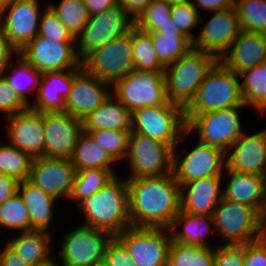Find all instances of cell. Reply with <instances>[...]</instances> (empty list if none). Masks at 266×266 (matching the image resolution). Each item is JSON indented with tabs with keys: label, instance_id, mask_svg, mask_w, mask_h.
<instances>
[{
	"label": "cell",
	"instance_id": "1",
	"mask_svg": "<svg viewBox=\"0 0 266 266\" xmlns=\"http://www.w3.org/2000/svg\"><path fill=\"white\" fill-rule=\"evenodd\" d=\"M132 227L169 229L180 212V185L173 172L162 176L127 178Z\"/></svg>",
	"mask_w": 266,
	"mask_h": 266
},
{
	"label": "cell",
	"instance_id": "2",
	"mask_svg": "<svg viewBox=\"0 0 266 266\" xmlns=\"http://www.w3.org/2000/svg\"><path fill=\"white\" fill-rule=\"evenodd\" d=\"M84 223L116 237L131 227L129 218V187L127 179L116 175L95 194L90 195L77 206Z\"/></svg>",
	"mask_w": 266,
	"mask_h": 266
},
{
	"label": "cell",
	"instance_id": "3",
	"mask_svg": "<svg viewBox=\"0 0 266 266\" xmlns=\"http://www.w3.org/2000/svg\"><path fill=\"white\" fill-rule=\"evenodd\" d=\"M233 107H247L240 90V78L218 60L199 85L185 115H201Z\"/></svg>",
	"mask_w": 266,
	"mask_h": 266
},
{
	"label": "cell",
	"instance_id": "4",
	"mask_svg": "<svg viewBox=\"0 0 266 266\" xmlns=\"http://www.w3.org/2000/svg\"><path fill=\"white\" fill-rule=\"evenodd\" d=\"M217 61L212 54L193 48L176 62L165 67L168 101L186 109L193 101L206 74Z\"/></svg>",
	"mask_w": 266,
	"mask_h": 266
},
{
	"label": "cell",
	"instance_id": "5",
	"mask_svg": "<svg viewBox=\"0 0 266 266\" xmlns=\"http://www.w3.org/2000/svg\"><path fill=\"white\" fill-rule=\"evenodd\" d=\"M131 132L164 142L172 150L190 135L187 131L185 109L169 101L165 105L133 111Z\"/></svg>",
	"mask_w": 266,
	"mask_h": 266
},
{
	"label": "cell",
	"instance_id": "6",
	"mask_svg": "<svg viewBox=\"0 0 266 266\" xmlns=\"http://www.w3.org/2000/svg\"><path fill=\"white\" fill-rule=\"evenodd\" d=\"M245 107L226 108L201 115H185L187 131L209 146L222 149L225 153L246 130L239 110Z\"/></svg>",
	"mask_w": 266,
	"mask_h": 266
},
{
	"label": "cell",
	"instance_id": "7",
	"mask_svg": "<svg viewBox=\"0 0 266 266\" xmlns=\"http://www.w3.org/2000/svg\"><path fill=\"white\" fill-rule=\"evenodd\" d=\"M217 234L224 244H246L260 239V212L247 204L222 197L213 212Z\"/></svg>",
	"mask_w": 266,
	"mask_h": 266
},
{
	"label": "cell",
	"instance_id": "8",
	"mask_svg": "<svg viewBox=\"0 0 266 266\" xmlns=\"http://www.w3.org/2000/svg\"><path fill=\"white\" fill-rule=\"evenodd\" d=\"M112 94L131 113L144 107L165 105L168 102L165 73L132 70L112 85Z\"/></svg>",
	"mask_w": 266,
	"mask_h": 266
},
{
	"label": "cell",
	"instance_id": "9",
	"mask_svg": "<svg viewBox=\"0 0 266 266\" xmlns=\"http://www.w3.org/2000/svg\"><path fill=\"white\" fill-rule=\"evenodd\" d=\"M81 66L87 73L111 85L134 70L132 27L127 33L88 54L81 61Z\"/></svg>",
	"mask_w": 266,
	"mask_h": 266
},
{
	"label": "cell",
	"instance_id": "10",
	"mask_svg": "<svg viewBox=\"0 0 266 266\" xmlns=\"http://www.w3.org/2000/svg\"><path fill=\"white\" fill-rule=\"evenodd\" d=\"M62 238L57 257L63 266H95L104 260L106 247L113 236L80 224L66 231Z\"/></svg>",
	"mask_w": 266,
	"mask_h": 266
},
{
	"label": "cell",
	"instance_id": "11",
	"mask_svg": "<svg viewBox=\"0 0 266 266\" xmlns=\"http://www.w3.org/2000/svg\"><path fill=\"white\" fill-rule=\"evenodd\" d=\"M125 160L126 179L162 176L172 173L173 150L164 142L131 132Z\"/></svg>",
	"mask_w": 266,
	"mask_h": 266
},
{
	"label": "cell",
	"instance_id": "12",
	"mask_svg": "<svg viewBox=\"0 0 266 266\" xmlns=\"http://www.w3.org/2000/svg\"><path fill=\"white\" fill-rule=\"evenodd\" d=\"M134 25L125 9L118 3L106 11L90 16L76 38V52L82 61L92 51L127 33Z\"/></svg>",
	"mask_w": 266,
	"mask_h": 266
},
{
	"label": "cell",
	"instance_id": "13",
	"mask_svg": "<svg viewBox=\"0 0 266 266\" xmlns=\"http://www.w3.org/2000/svg\"><path fill=\"white\" fill-rule=\"evenodd\" d=\"M177 147L173 150L172 172L180 186L198 179L224 175L227 158L222 149L209 146L198 139L197 144L186 154L179 155V146Z\"/></svg>",
	"mask_w": 266,
	"mask_h": 266
},
{
	"label": "cell",
	"instance_id": "14",
	"mask_svg": "<svg viewBox=\"0 0 266 266\" xmlns=\"http://www.w3.org/2000/svg\"><path fill=\"white\" fill-rule=\"evenodd\" d=\"M116 238L126 247L137 266H167L172 242L169 229L131 226Z\"/></svg>",
	"mask_w": 266,
	"mask_h": 266
},
{
	"label": "cell",
	"instance_id": "15",
	"mask_svg": "<svg viewBox=\"0 0 266 266\" xmlns=\"http://www.w3.org/2000/svg\"><path fill=\"white\" fill-rule=\"evenodd\" d=\"M210 14L212 16L207 20L201 16V30L193 40V48L210 53L219 60L240 34L241 26L235 6Z\"/></svg>",
	"mask_w": 266,
	"mask_h": 266
},
{
	"label": "cell",
	"instance_id": "16",
	"mask_svg": "<svg viewBox=\"0 0 266 266\" xmlns=\"http://www.w3.org/2000/svg\"><path fill=\"white\" fill-rule=\"evenodd\" d=\"M18 54L41 73L82 67L76 42H59L37 35Z\"/></svg>",
	"mask_w": 266,
	"mask_h": 266
},
{
	"label": "cell",
	"instance_id": "17",
	"mask_svg": "<svg viewBox=\"0 0 266 266\" xmlns=\"http://www.w3.org/2000/svg\"><path fill=\"white\" fill-rule=\"evenodd\" d=\"M40 4L39 0H21L0 10L2 31L18 52L38 35Z\"/></svg>",
	"mask_w": 266,
	"mask_h": 266
},
{
	"label": "cell",
	"instance_id": "18",
	"mask_svg": "<svg viewBox=\"0 0 266 266\" xmlns=\"http://www.w3.org/2000/svg\"><path fill=\"white\" fill-rule=\"evenodd\" d=\"M76 175L71 159L37 157L32 160L28 181L56 199H69Z\"/></svg>",
	"mask_w": 266,
	"mask_h": 266
},
{
	"label": "cell",
	"instance_id": "19",
	"mask_svg": "<svg viewBox=\"0 0 266 266\" xmlns=\"http://www.w3.org/2000/svg\"><path fill=\"white\" fill-rule=\"evenodd\" d=\"M112 94V85L87 73L82 67L73 71V83L65 100V112L84 119Z\"/></svg>",
	"mask_w": 266,
	"mask_h": 266
},
{
	"label": "cell",
	"instance_id": "20",
	"mask_svg": "<svg viewBox=\"0 0 266 266\" xmlns=\"http://www.w3.org/2000/svg\"><path fill=\"white\" fill-rule=\"evenodd\" d=\"M45 133L44 156L71 159L80 133L82 120L67 112L43 113Z\"/></svg>",
	"mask_w": 266,
	"mask_h": 266
},
{
	"label": "cell",
	"instance_id": "21",
	"mask_svg": "<svg viewBox=\"0 0 266 266\" xmlns=\"http://www.w3.org/2000/svg\"><path fill=\"white\" fill-rule=\"evenodd\" d=\"M7 119V120H6ZM6 141L26 152L32 159L44 156L45 133L43 113L27 110L5 118Z\"/></svg>",
	"mask_w": 266,
	"mask_h": 266
},
{
	"label": "cell",
	"instance_id": "22",
	"mask_svg": "<svg viewBox=\"0 0 266 266\" xmlns=\"http://www.w3.org/2000/svg\"><path fill=\"white\" fill-rule=\"evenodd\" d=\"M224 176H210L180 186V211L212 216L223 197Z\"/></svg>",
	"mask_w": 266,
	"mask_h": 266
},
{
	"label": "cell",
	"instance_id": "23",
	"mask_svg": "<svg viewBox=\"0 0 266 266\" xmlns=\"http://www.w3.org/2000/svg\"><path fill=\"white\" fill-rule=\"evenodd\" d=\"M231 171L266 177V140L263 131L252 135L243 132L226 153Z\"/></svg>",
	"mask_w": 266,
	"mask_h": 266
},
{
	"label": "cell",
	"instance_id": "24",
	"mask_svg": "<svg viewBox=\"0 0 266 266\" xmlns=\"http://www.w3.org/2000/svg\"><path fill=\"white\" fill-rule=\"evenodd\" d=\"M219 61L237 74L265 63L266 34L241 30Z\"/></svg>",
	"mask_w": 266,
	"mask_h": 266
},
{
	"label": "cell",
	"instance_id": "25",
	"mask_svg": "<svg viewBox=\"0 0 266 266\" xmlns=\"http://www.w3.org/2000/svg\"><path fill=\"white\" fill-rule=\"evenodd\" d=\"M74 70L44 72L29 108L39 113L65 112V100L72 87Z\"/></svg>",
	"mask_w": 266,
	"mask_h": 266
},
{
	"label": "cell",
	"instance_id": "26",
	"mask_svg": "<svg viewBox=\"0 0 266 266\" xmlns=\"http://www.w3.org/2000/svg\"><path fill=\"white\" fill-rule=\"evenodd\" d=\"M224 172L229 182L223 189V197L247 204L261 212L266 201V177L231 171L227 166Z\"/></svg>",
	"mask_w": 266,
	"mask_h": 266
},
{
	"label": "cell",
	"instance_id": "27",
	"mask_svg": "<svg viewBox=\"0 0 266 266\" xmlns=\"http://www.w3.org/2000/svg\"><path fill=\"white\" fill-rule=\"evenodd\" d=\"M18 193L21 195L28 210L31 231L53 233L51 224L55 214L54 207H57L55 203H57L58 199L45 193L28 180L19 181Z\"/></svg>",
	"mask_w": 266,
	"mask_h": 266
},
{
	"label": "cell",
	"instance_id": "28",
	"mask_svg": "<svg viewBox=\"0 0 266 266\" xmlns=\"http://www.w3.org/2000/svg\"><path fill=\"white\" fill-rule=\"evenodd\" d=\"M83 131H131V112L113 95L82 119Z\"/></svg>",
	"mask_w": 266,
	"mask_h": 266
},
{
	"label": "cell",
	"instance_id": "29",
	"mask_svg": "<svg viewBox=\"0 0 266 266\" xmlns=\"http://www.w3.org/2000/svg\"><path fill=\"white\" fill-rule=\"evenodd\" d=\"M214 229L215 224L212 216L194 215L182 211L175 216L169 227L173 242L205 247H212L205 238L208 233L216 231Z\"/></svg>",
	"mask_w": 266,
	"mask_h": 266
},
{
	"label": "cell",
	"instance_id": "30",
	"mask_svg": "<svg viewBox=\"0 0 266 266\" xmlns=\"http://www.w3.org/2000/svg\"><path fill=\"white\" fill-rule=\"evenodd\" d=\"M53 236L47 231L19 232L12 238L10 236L6 244L27 264L36 266L53 256Z\"/></svg>",
	"mask_w": 266,
	"mask_h": 266
},
{
	"label": "cell",
	"instance_id": "31",
	"mask_svg": "<svg viewBox=\"0 0 266 266\" xmlns=\"http://www.w3.org/2000/svg\"><path fill=\"white\" fill-rule=\"evenodd\" d=\"M18 62H16V60ZM0 73L4 76L9 86L28 105L34 101L43 73L35 69L21 55H17ZM15 62L13 63V61ZM15 63H17L15 65ZM16 66V67H15ZM33 94L32 100L28 95Z\"/></svg>",
	"mask_w": 266,
	"mask_h": 266
},
{
	"label": "cell",
	"instance_id": "32",
	"mask_svg": "<svg viewBox=\"0 0 266 266\" xmlns=\"http://www.w3.org/2000/svg\"><path fill=\"white\" fill-rule=\"evenodd\" d=\"M71 162L76 171L84 169H107L110 170L115 176L116 161L102 149L100 145L93 141V138L85 131H82L78 137L77 143L74 147Z\"/></svg>",
	"mask_w": 266,
	"mask_h": 266
},
{
	"label": "cell",
	"instance_id": "33",
	"mask_svg": "<svg viewBox=\"0 0 266 266\" xmlns=\"http://www.w3.org/2000/svg\"><path fill=\"white\" fill-rule=\"evenodd\" d=\"M240 90L246 106L259 115L266 112V62L238 73Z\"/></svg>",
	"mask_w": 266,
	"mask_h": 266
},
{
	"label": "cell",
	"instance_id": "34",
	"mask_svg": "<svg viewBox=\"0 0 266 266\" xmlns=\"http://www.w3.org/2000/svg\"><path fill=\"white\" fill-rule=\"evenodd\" d=\"M115 175L107 169L95 168L76 171L73 188L68 200L77 206L108 184Z\"/></svg>",
	"mask_w": 266,
	"mask_h": 266
},
{
	"label": "cell",
	"instance_id": "35",
	"mask_svg": "<svg viewBox=\"0 0 266 266\" xmlns=\"http://www.w3.org/2000/svg\"><path fill=\"white\" fill-rule=\"evenodd\" d=\"M132 50L134 70L164 72L165 67L158 60L151 34L132 26Z\"/></svg>",
	"mask_w": 266,
	"mask_h": 266
},
{
	"label": "cell",
	"instance_id": "36",
	"mask_svg": "<svg viewBox=\"0 0 266 266\" xmlns=\"http://www.w3.org/2000/svg\"><path fill=\"white\" fill-rule=\"evenodd\" d=\"M214 247L171 242L167 266H213Z\"/></svg>",
	"mask_w": 266,
	"mask_h": 266
},
{
	"label": "cell",
	"instance_id": "37",
	"mask_svg": "<svg viewBox=\"0 0 266 266\" xmlns=\"http://www.w3.org/2000/svg\"><path fill=\"white\" fill-rule=\"evenodd\" d=\"M152 43L160 63L167 67L193 49V41L187 36L175 34H151Z\"/></svg>",
	"mask_w": 266,
	"mask_h": 266
},
{
	"label": "cell",
	"instance_id": "38",
	"mask_svg": "<svg viewBox=\"0 0 266 266\" xmlns=\"http://www.w3.org/2000/svg\"><path fill=\"white\" fill-rule=\"evenodd\" d=\"M32 158L23 150L8 142H0V173L14 177L18 181L28 180Z\"/></svg>",
	"mask_w": 266,
	"mask_h": 266
},
{
	"label": "cell",
	"instance_id": "39",
	"mask_svg": "<svg viewBox=\"0 0 266 266\" xmlns=\"http://www.w3.org/2000/svg\"><path fill=\"white\" fill-rule=\"evenodd\" d=\"M48 6L75 38L82 32L90 18L83 0H61L57 4L50 2Z\"/></svg>",
	"mask_w": 266,
	"mask_h": 266
},
{
	"label": "cell",
	"instance_id": "40",
	"mask_svg": "<svg viewBox=\"0 0 266 266\" xmlns=\"http://www.w3.org/2000/svg\"><path fill=\"white\" fill-rule=\"evenodd\" d=\"M0 228L19 230L20 233L31 231L28 210L18 192L0 204Z\"/></svg>",
	"mask_w": 266,
	"mask_h": 266
},
{
	"label": "cell",
	"instance_id": "41",
	"mask_svg": "<svg viewBox=\"0 0 266 266\" xmlns=\"http://www.w3.org/2000/svg\"><path fill=\"white\" fill-rule=\"evenodd\" d=\"M241 30L266 34V0H236Z\"/></svg>",
	"mask_w": 266,
	"mask_h": 266
},
{
	"label": "cell",
	"instance_id": "42",
	"mask_svg": "<svg viewBox=\"0 0 266 266\" xmlns=\"http://www.w3.org/2000/svg\"><path fill=\"white\" fill-rule=\"evenodd\" d=\"M93 141L116 161H125L128 152L131 131L121 130H94L86 131Z\"/></svg>",
	"mask_w": 266,
	"mask_h": 266
},
{
	"label": "cell",
	"instance_id": "43",
	"mask_svg": "<svg viewBox=\"0 0 266 266\" xmlns=\"http://www.w3.org/2000/svg\"><path fill=\"white\" fill-rule=\"evenodd\" d=\"M172 4L165 0H153L134 21V26L148 33L155 32L161 24L169 21Z\"/></svg>",
	"mask_w": 266,
	"mask_h": 266
},
{
	"label": "cell",
	"instance_id": "44",
	"mask_svg": "<svg viewBox=\"0 0 266 266\" xmlns=\"http://www.w3.org/2000/svg\"><path fill=\"white\" fill-rule=\"evenodd\" d=\"M40 17L38 36L59 42H76V38L47 5Z\"/></svg>",
	"mask_w": 266,
	"mask_h": 266
},
{
	"label": "cell",
	"instance_id": "45",
	"mask_svg": "<svg viewBox=\"0 0 266 266\" xmlns=\"http://www.w3.org/2000/svg\"><path fill=\"white\" fill-rule=\"evenodd\" d=\"M171 19L184 35L192 41L195 39L197 34L192 29L199 26L201 13L190 2L173 4Z\"/></svg>",
	"mask_w": 266,
	"mask_h": 266
},
{
	"label": "cell",
	"instance_id": "46",
	"mask_svg": "<svg viewBox=\"0 0 266 266\" xmlns=\"http://www.w3.org/2000/svg\"><path fill=\"white\" fill-rule=\"evenodd\" d=\"M29 106L9 86L4 76L0 73V115L5 118L27 110Z\"/></svg>",
	"mask_w": 266,
	"mask_h": 266
},
{
	"label": "cell",
	"instance_id": "47",
	"mask_svg": "<svg viewBox=\"0 0 266 266\" xmlns=\"http://www.w3.org/2000/svg\"><path fill=\"white\" fill-rule=\"evenodd\" d=\"M244 261L245 244L215 245L213 266H244Z\"/></svg>",
	"mask_w": 266,
	"mask_h": 266
},
{
	"label": "cell",
	"instance_id": "48",
	"mask_svg": "<svg viewBox=\"0 0 266 266\" xmlns=\"http://www.w3.org/2000/svg\"><path fill=\"white\" fill-rule=\"evenodd\" d=\"M104 261L109 266H137L131 258L129 251L116 237H113L108 243Z\"/></svg>",
	"mask_w": 266,
	"mask_h": 266
},
{
	"label": "cell",
	"instance_id": "49",
	"mask_svg": "<svg viewBox=\"0 0 266 266\" xmlns=\"http://www.w3.org/2000/svg\"><path fill=\"white\" fill-rule=\"evenodd\" d=\"M244 266H266V241L258 239L245 244Z\"/></svg>",
	"mask_w": 266,
	"mask_h": 266
},
{
	"label": "cell",
	"instance_id": "50",
	"mask_svg": "<svg viewBox=\"0 0 266 266\" xmlns=\"http://www.w3.org/2000/svg\"><path fill=\"white\" fill-rule=\"evenodd\" d=\"M236 0H191V4L200 12L204 9L206 11L214 12L228 9L235 6Z\"/></svg>",
	"mask_w": 266,
	"mask_h": 266
},
{
	"label": "cell",
	"instance_id": "51",
	"mask_svg": "<svg viewBox=\"0 0 266 266\" xmlns=\"http://www.w3.org/2000/svg\"><path fill=\"white\" fill-rule=\"evenodd\" d=\"M18 51L10 44L0 26V71L18 55Z\"/></svg>",
	"mask_w": 266,
	"mask_h": 266
},
{
	"label": "cell",
	"instance_id": "52",
	"mask_svg": "<svg viewBox=\"0 0 266 266\" xmlns=\"http://www.w3.org/2000/svg\"><path fill=\"white\" fill-rule=\"evenodd\" d=\"M19 181L0 173V204L11 198L18 192Z\"/></svg>",
	"mask_w": 266,
	"mask_h": 266
},
{
	"label": "cell",
	"instance_id": "53",
	"mask_svg": "<svg viewBox=\"0 0 266 266\" xmlns=\"http://www.w3.org/2000/svg\"><path fill=\"white\" fill-rule=\"evenodd\" d=\"M153 0H119L128 16L135 21Z\"/></svg>",
	"mask_w": 266,
	"mask_h": 266
},
{
	"label": "cell",
	"instance_id": "54",
	"mask_svg": "<svg viewBox=\"0 0 266 266\" xmlns=\"http://www.w3.org/2000/svg\"><path fill=\"white\" fill-rule=\"evenodd\" d=\"M0 266H30L21 259L6 243L0 249Z\"/></svg>",
	"mask_w": 266,
	"mask_h": 266
},
{
	"label": "cell",
	"instance_id": "55",
	"mask_svg": "<svg viewBox=\"0 0 266 266\" xmlns=\"http://www.w3.org/2000/svg\"><path fill=\"white\" fill-rule=\"evenodd\" d=\"M90 16L102 13L117 5L119 0H83Z\"/></svg>",
	"mask_w": 266,
	"mask_h": 266
},
{
	"label": "cell",
	"instance_id": "56",
	"mask_svg": "<svg viewBox=\"0 0 266 266\" xmlns=\"http://www.w3.org/2000/svg\"><path fill=\"white\" fill-rule=\"evenodd\" d=\"M150 34H175V36H186L176 26L175 22L172 21L171 17L168 22L161 24V26L153 33Z\"/></svg>",
	"mask_w": 266,
	"mask_h": 266
},
{
	"label": "cell",
	"instance_id": "57",
	"mask_svg": "<svg viewBox=\"0 0 266 266\" xmlns=\"http://www.w3.org/2000/svg\"><path fill=\"white\" fill-rule=\"evenodd\" d=\"M260 239L266 241V201L260 212Z\"/></svg>",
	"mask_w": 266,
	"mask_h": 266
},
{
	"label": "cell",
	"instance_id": "58",
	"mask_svg": "<svg viewBox=\"0 0 266 266\" xmlns=\"http://www.w3.org/2000/svg\"><path fill=\"white\" fill-rule=\"evenodd\" d=\"M55 259V260H54ZM52 256L47 261L37 264L36 266H63L60 261Z\"/></svg>",
	"mask_w": 266,
	"mask_h": 266
},
{
	"label": "cell",
	"instance_id": "59",
	"mask_svg": "<svg viewBox=\"0 0 266 266\" xmlns=\"http://www.w3.org/2000/svg\"><path fill=\"white\" fill-rule=\"evenodd\" d=\"M21 0H0V10L10 4L17 3Z\"/></svg>",
	"mask_w": 266,
	"mask_h": 266
},
{
	"label": "cell",
	"instance_id": "60",
	"mask_svg": "<svg viewBox=\"0 0 266 266\" xmlns=\"http://www.w3.org/2000/svg\"><path fill=\"white\" fill-rule=\"evenodd\" d=\"M169 4H181V3H187L191 2V0H165Z\"/></svg>",
	"mask_w": 266,
	"mask_h": 266
},
{
	"label": "cell",
	"instance_id": "61",
	"mask_svg": "<svg viewBox=\"0 0 266 266\" xmlns=\"http://www.w3.org/2000/svg\"><path fill=\"white\" fill-rule=\"evenodd\" d=\"M95 266H109L108 263H106L104 260L96 264Z\"/></svg>",
	"mask_w": 266,
	"mask_h": 266
},
{
	"label": "cell",
	"instance_id": "62",
	"mask_svg": "<svg viewBox=\"0 0 266 266\" xmlns=\"http://www.w3.org/2000/svg\"><path fill=\"white\" fill-rule=\"evenodd\" d=\"M262 131H263V134H264L265 140H266V127H264V129H262Z\"/></svg>",
	"mask_w": 266,
	"mask_h": 266
}]
</instances>
